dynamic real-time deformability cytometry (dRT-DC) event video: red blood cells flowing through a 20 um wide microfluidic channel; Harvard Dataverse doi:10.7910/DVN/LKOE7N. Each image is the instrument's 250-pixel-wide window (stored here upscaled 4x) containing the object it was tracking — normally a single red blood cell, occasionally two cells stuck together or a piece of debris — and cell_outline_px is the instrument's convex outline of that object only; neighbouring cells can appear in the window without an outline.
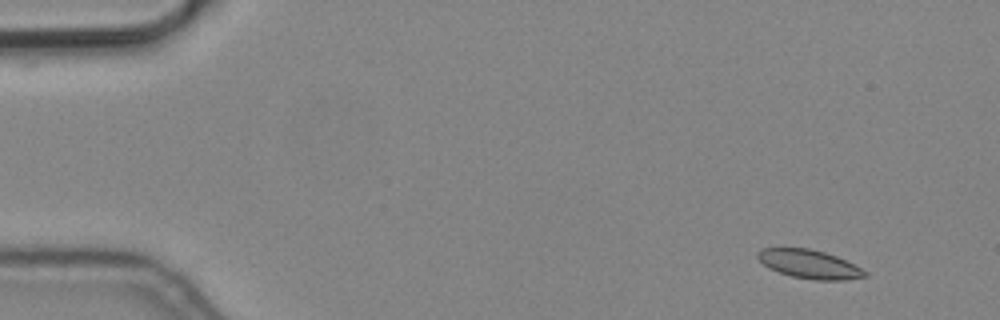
{"species": "common noctule bat (a hibernating species)", "species_latin": "Nyctalus noctula", "temperature_condition": "cold", "stored_images_in_passage": 13, "camera_frame_rate_fps": 3000, "um_per_image_px": 0.085, "animal": {"sex": "male", "body_mass_g": 19.2, "forearm_length_mm": 51.8}, "frame": {"image": 1, "passage_image": 1, "time_ms": 0.0, "image_size_px": [1000, 320], "cell_outline_px": [[868, 276], [844, 280], [816, 280], [792, 276], [768, 268], [756, 256], [756, 252], [760, 248], [808, 248], [824, 252], [836, 256], [868, 272]], "centroid_in_image_um": [68.77, 22.45], "position_along_channel_um": 16.2, "area_um2": 17.74}}
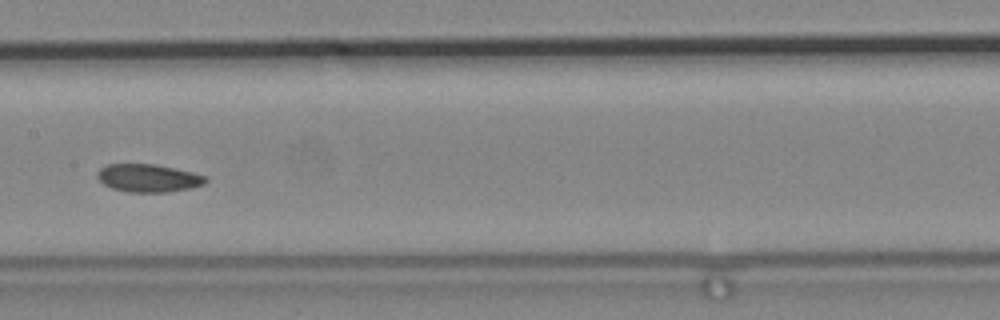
{"frame": {"image": 2, "passage_image": 7, "time_ms": 2.0, "image_size_px": [1000, 320], "cell_outline_px": [[208, 180], [204, 184], [192, 188], [164, 192], [128, 192], [112, 188], [104, 184], [96, 176], [96, 172], [100, 168], [108, 164], [156, 164], [192, 172], [208, 176]], "centroid_in_image_um": [12.62, 15.13], "position_along_channel_um": 194.8, "area_um2": 17.69}}
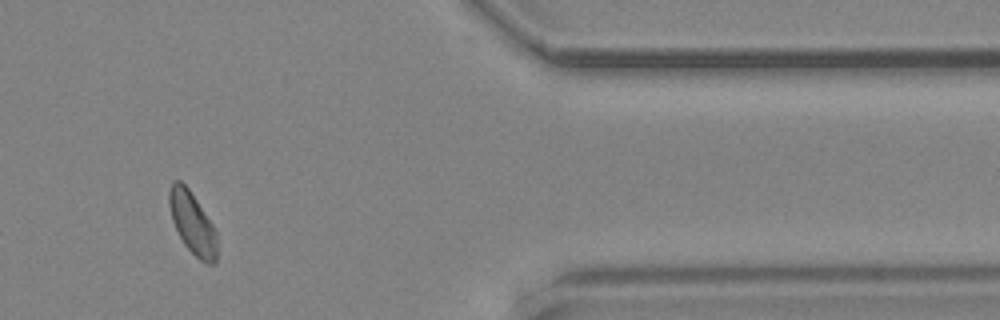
{"frame": {"image": 3, "passage_image": 12, "time_ms": 3.667, "image_size_px": [1000, 320], "cell_outline_px": [[216, 264], [208, 264], [200, 260], [184, 244], [172, 220], [168, 204], [168, 192], [172, 180], [180, 180], [188, 188], [212, 224], [216, 232]], "centroid_in_image_um": [16.33, 18.94], "position_along_channel_um": 395.1, "area_um2": 17.05}}